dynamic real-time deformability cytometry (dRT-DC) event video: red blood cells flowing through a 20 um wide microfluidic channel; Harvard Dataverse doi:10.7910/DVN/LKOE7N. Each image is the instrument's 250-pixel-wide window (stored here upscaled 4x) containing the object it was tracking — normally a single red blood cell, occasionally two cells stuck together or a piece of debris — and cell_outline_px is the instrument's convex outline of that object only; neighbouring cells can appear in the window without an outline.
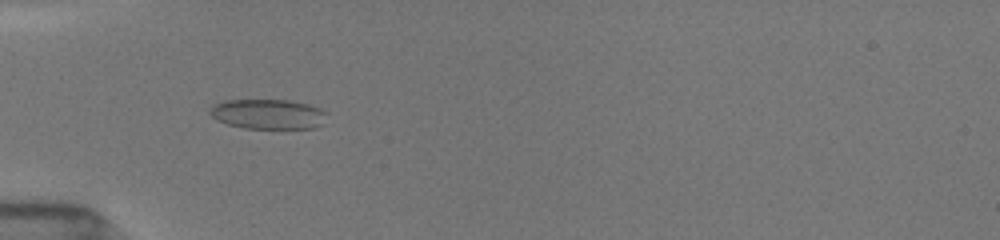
{"species": "common noctule bat (a hibernating species)", "species_latin": "Nyctalus noctula", "temperature_condition": "room temperature", "stored_images_in_passage": 31, "camera_frame_rate_fps": 3000, "um_per_image_px": 0.085, "animal": {"sex": "female", "body_mass_g": 19.5, "forearm_length_mm": 54.1}, "frame": {"image": 1, "passage_image": 14, "time_ms": 4.667, "image_size_px": [1000, 240], "cell_outline_px": [[324, 112], [320, 124], [312, 128], [244, 128], [228, 124], [216, 120], [208, 112], [216, 104], [228, 100], [288, 100], [304, 104], [316, 108]], "centroid_in_image_um": [22.69, 9.7], "position_along_channel_um": 62.3, "area_um2": 19.65}}
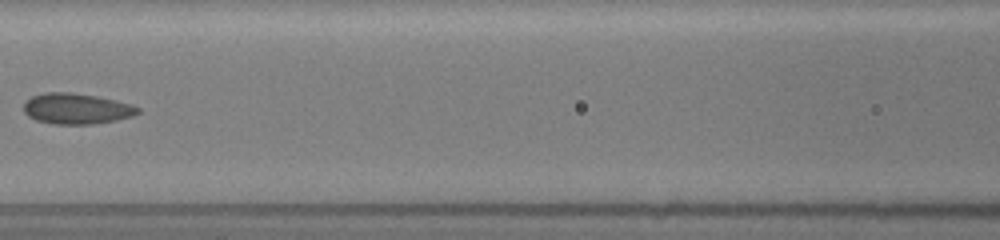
{"frame": {"image": 2, "passage_image": 21, "time_ms": 7.333, "image_size_px": [1000, 240], "cell_outline_px": [[140, 112], [132, 116], [116, 120], [92, 124], [52, 124], [36, 120], [28, 116], [24, 112], [24, 104], [32, 96], [44, 92], [72, 92], [96, 96], [128, 104], [140, 108]], "centroid_in_image_um": [6.47, 9.24], "position_along_channel_um": 160.1, "area_um2": 20.29}}
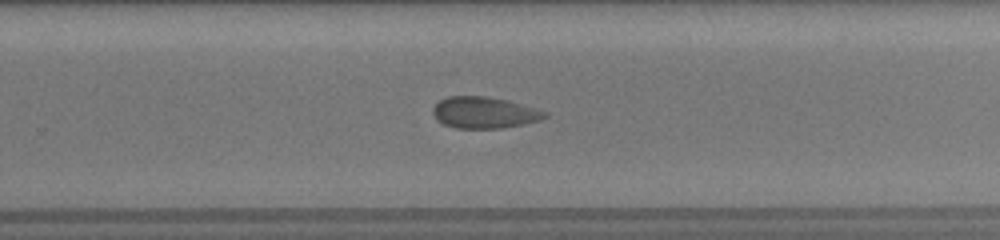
{"frame": {"image": 3, "passage_image": 31, "time_ms": 10.667, "image_size_px": [1000, 240], "cell_outline_px": [[548, 116], [540, 120], [524, 124], [500, 128], [456, 128], [444, 124], [436, 120], [432, 112], [432, 108], [440, 100], [448, 96], [484, 96], [508, 100], [548, 112]], "centroid_in_image_um": [41.15, 9.57], "position_along_channel_um": 288.6, "area_um2": 20.52}}